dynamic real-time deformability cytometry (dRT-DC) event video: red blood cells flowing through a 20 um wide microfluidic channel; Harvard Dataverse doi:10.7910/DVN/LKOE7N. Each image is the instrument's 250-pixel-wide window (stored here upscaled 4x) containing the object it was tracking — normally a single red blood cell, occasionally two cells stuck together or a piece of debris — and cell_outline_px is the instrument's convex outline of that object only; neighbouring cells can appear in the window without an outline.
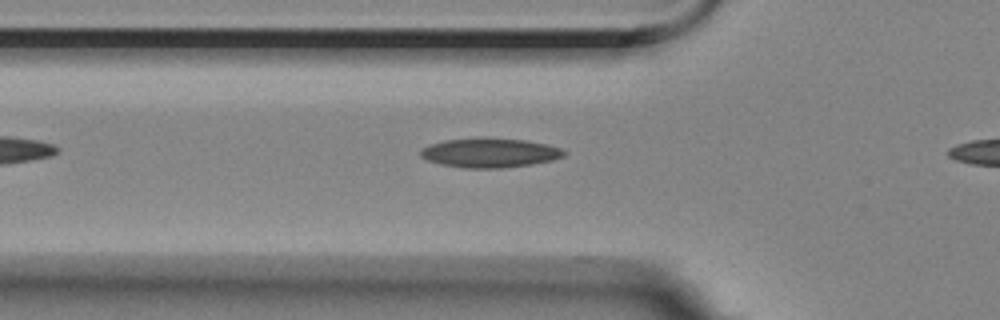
{"species": "Egyptian fruit bat (a non-hibernating species)", "species_latin": "Rousettus aegyptiacus", "temperature_condition": "room temperature", "stored_images_in_passage": 5, "camera_frame_rate_fps": 3000, "um_per_image_px": 0.085, "animal": {"sex": "female"}, "frame": {"image": 1, "passage_image": 3, "time_ms": 0.667, "image_size_px": [1000, 320], "cell_outline_px": [[568, 152], [564, 156], [552, 160], [532, 164], [500, 168], [464, 168], [444, 164], [428, 160], [420, 156], [420, 148], [428, 144], [444, 140], [484, 136], [524, 140], [544, 144], [560, 148]], "centroid_in_image_um": [41.6, 12.96], "position_along_channel_um": 84.2, "area_um2": 24.8}}